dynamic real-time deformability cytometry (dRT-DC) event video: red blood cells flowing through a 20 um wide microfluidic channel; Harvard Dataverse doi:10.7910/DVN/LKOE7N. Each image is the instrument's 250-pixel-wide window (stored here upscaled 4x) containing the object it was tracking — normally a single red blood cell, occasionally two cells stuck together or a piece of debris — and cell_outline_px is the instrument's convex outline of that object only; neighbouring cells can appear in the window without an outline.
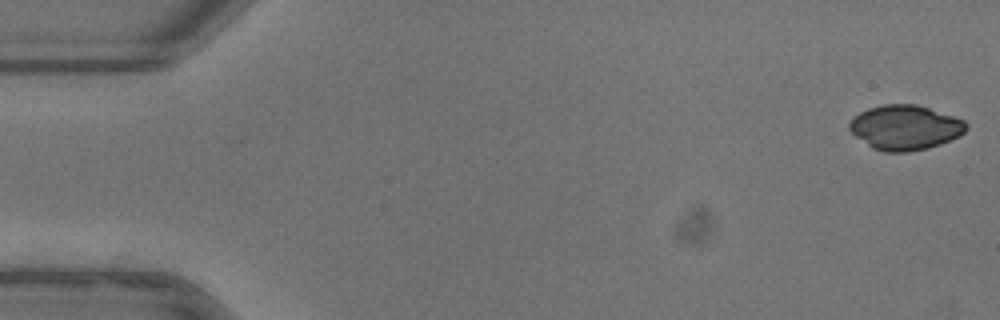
{"species": "common noctule bat (a hibernating species)", "species_latin": "Nyctalus noctula", "temperature_condition": "warm", "stored_images_in_passage": 52, "camera_frame_rate_fps": 3000, "um_per_image_px": 0.085, "animal": {"sex": "female"}, "frame": {"image": 1, "passage_image": 1, "time_ms": 0.0, "image_size_px": [1000, 320], "cell_outline_px": [[968, 128], [960, 136], [940, 144], [928, 148], [908, 152], [884, 152], [872, 148], [856, 136], [848, 128], [848, 124], [852, 116], [868, 108], [884, 104], [916, 104], [964, 120], [968, 124]], "centroid_in_image_um": [76.92, 10.84], "position_along_channel_um": 8.1, "area_um2": 30.52}}
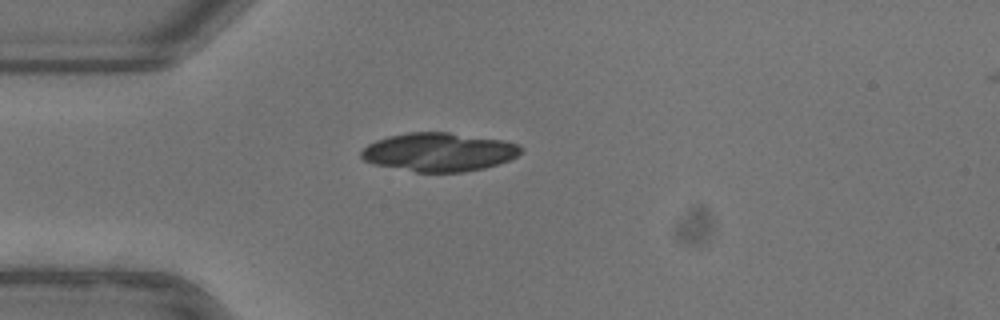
{"frame": {"image": 2, "passage_image": 14, "time_ms": 4.333, "image_size_px": [1000, 320], "cell_outline_px": [[524, 148], [516, 156], [508, 160], [484, 168], [464, 172], [416, 172], [376, 164], [364, 160], [360, 156], [360, 152], [368, 144], [376, 140], [388, 136], [408, 132], [448, 132], [504, 140], [520, 144]], "centroid_in_image_um": [37.32, 12.91], "position_along_channel_um": 47.7, "area_um2": 35.84}}